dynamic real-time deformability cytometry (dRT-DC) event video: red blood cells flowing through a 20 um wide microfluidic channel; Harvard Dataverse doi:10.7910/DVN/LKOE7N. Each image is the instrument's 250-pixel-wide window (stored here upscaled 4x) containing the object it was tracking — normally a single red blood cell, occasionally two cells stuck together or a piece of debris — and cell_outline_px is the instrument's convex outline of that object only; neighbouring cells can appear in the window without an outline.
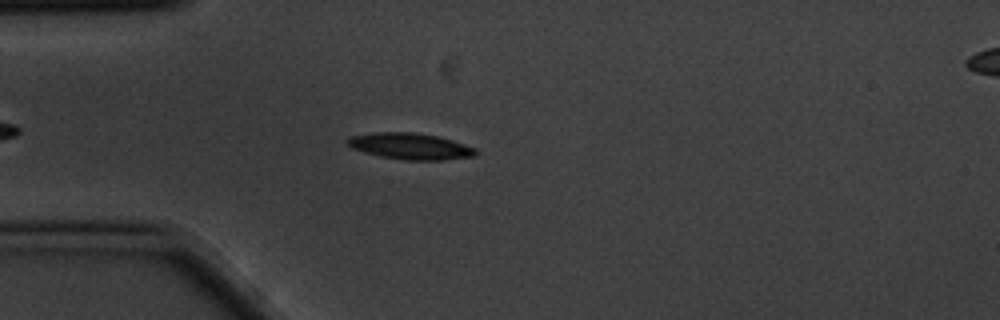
{"species": "common noctule bat (a hibernating species)", "species_latin": "Nyctalus noctula", "temperature_condition": "cold", "stored_images_in_passage": 4, "camera_frame_rate_fps": 3000, "um_per_image_px": 0.085, "animal": {"sex": "male", "body_mass_g": 20.1, "forearm_length_mm": 53.5}, "frame": {"image": 1, "passage_image": 4, "time_ms": 1.0, "image_size_px": [1000, 320], "cell_outline_px": [[476, 156], [444, 160], [404, 160], [380, 156], [364, 152], [352, 148], [344, 140], [352, 136], [376, 132], [412, 132], [436, 136], [452, 140], [476, 148]], "centroid_in_image_um": [34.87, 12.43], "position_along_channel_um": 50.1, "area_um2": 19.59}}